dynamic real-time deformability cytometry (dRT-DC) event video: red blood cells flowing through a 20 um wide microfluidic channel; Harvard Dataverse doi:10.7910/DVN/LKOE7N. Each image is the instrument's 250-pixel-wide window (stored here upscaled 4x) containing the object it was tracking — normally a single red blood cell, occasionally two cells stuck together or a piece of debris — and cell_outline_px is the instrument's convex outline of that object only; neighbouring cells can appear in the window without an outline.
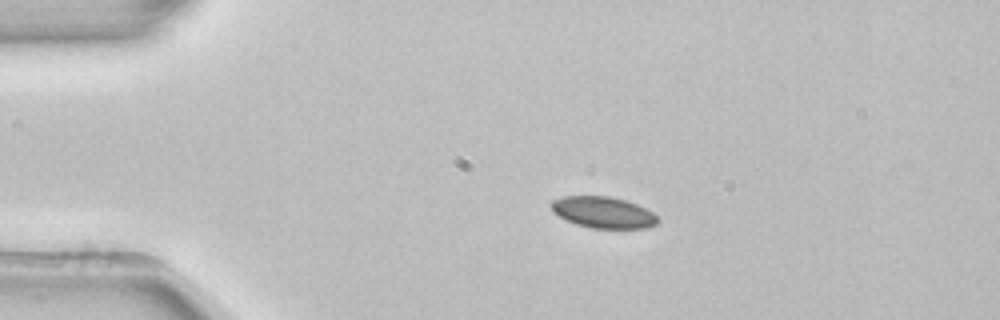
{"species": "common noctule bat (a hibernating species)", "species_latin": "Nyctalus noctula", "temperature_condition": "room temperature", "stored_images_in_passage": 43, "camera_frame_rate_fps": 3000, "um_per_image_px": 0.085, "animal": {"sex": "female", "body_mass_g": 22.7, "forearm_length_mm": 54.2}, "frame": {"image": 1, "passage_image": 1, "time_ms": 0.0, "image_size_px": [1000, 320], "cell_outline_px": [[660, 220], [656, 224], [648, 228], [592, 228], [576, 224], [552, 212], [552, 200], [564, 196], [608, 196], [624, 200], [636, 204], [652, 212]], "centroid_in_image_um": [51.28, 18.05], "position_along_channel_um": 33.7, "area_um2": 19.25}}
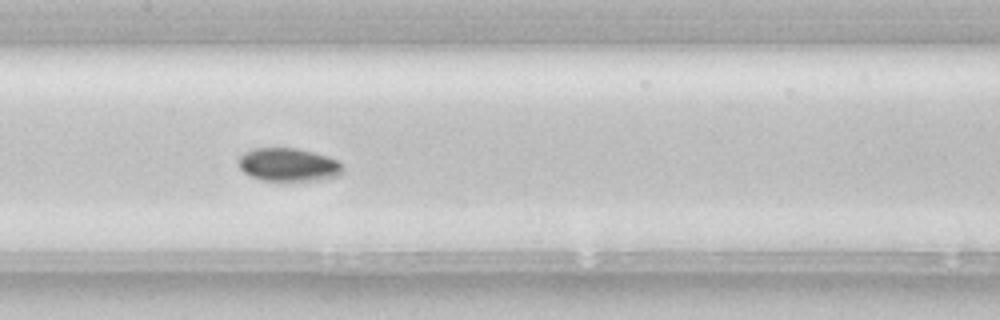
{"frame": {"image": 2, "passage_image": 16, "time_ms": 5.0, "image_size_px": [1000, 320], "cell_outline_px": [[344, 172], [340, 176], [320, 180], [264, 180], [252, 176], [244, 172], [240, 168], [240, 156], [244, 152], [252, 148], [296, 148], [328, 156], [336, 160], [344, 168]], "centroid_in_image_um": [24.56, 14.0], "position_along_channel_um": 182.8, "area_um2": 20.06}}
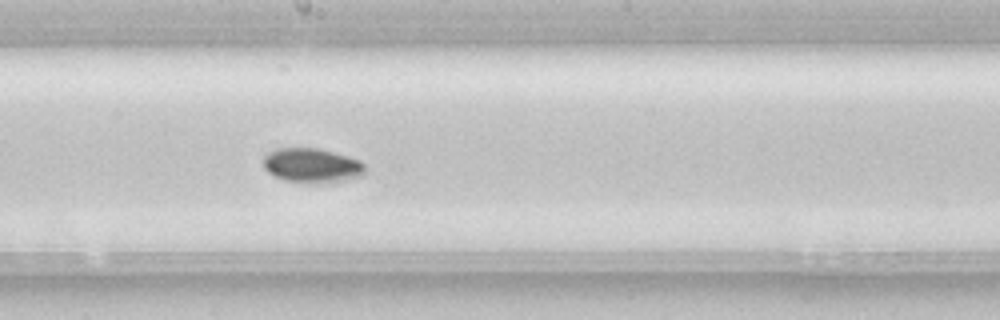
{"frame": {"image": 3, "passage_image": 19, "time_ms": 6.0, "image_size_px": [1000, 320], "cell_outline_px": [[368, 172], [360, 176], [344, 180], [320, 184], [312, 184], [284, 180], [268, 172], [264, 168], [264, 156], [268, 152], [276, 148], [316, 148], [348, 156], [360, 160], [368, 168]], "centroid_in_image_um": [26.55, 14.08], "position_along_channel_um": 221.7, "area_um2": 20.69}}